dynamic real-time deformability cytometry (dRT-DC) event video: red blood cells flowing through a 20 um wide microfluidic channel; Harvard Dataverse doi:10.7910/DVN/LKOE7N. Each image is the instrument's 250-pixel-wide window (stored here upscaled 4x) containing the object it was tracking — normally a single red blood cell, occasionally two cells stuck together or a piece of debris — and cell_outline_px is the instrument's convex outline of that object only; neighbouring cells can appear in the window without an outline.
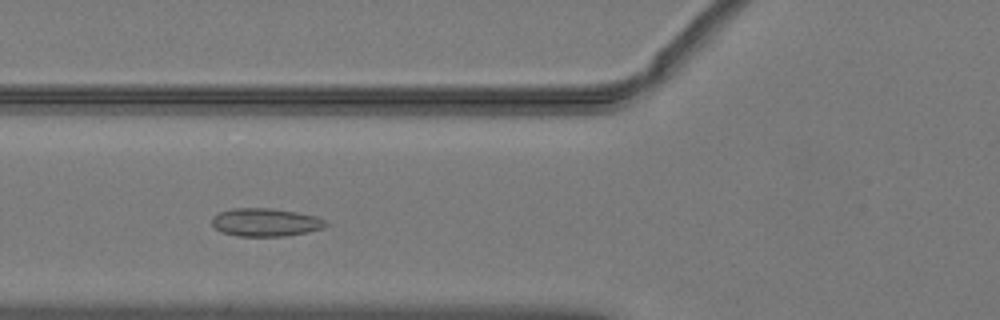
{"species": "common noctule bat (a hibernating species)", "species_latin": "Nyctalus noctula", "temperature_condition": "warm", "stored_images_in_passage": 37, "camera_frame_rate_fps": 3000, "um_per_image_px": 0.085, "animal": {"sex": "male", "body_mass_g": 19.2, "forearm_length_mm": 51.8}, "frame": {"image": 1, "passage_image": 6, "time_ms": 1.667, "image_size_px": [1000, 320], "cell_outline_px": [[328, 224], [324, 228], [308, 232], [284, 236], [236, 236], [220, 232], [212, 224], [212, 216], [220, 212], [232, 208], [268, 208], [296, 212], [316, 216], [324, 220]], "centroid_in_image_um": [22.55, 18.9], "position_along_channel_um": 103.2, "area_um2": 18.67}}
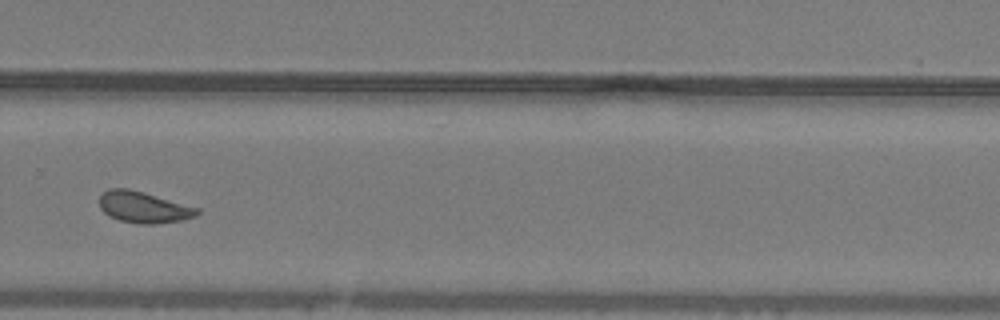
{"frame": {"image": 2, "passage_image": 22, "time_ms": 7.0, "image_size_px": [1000, 320], "cell_outline_px": [[200, 212], [196, 216], [184, 220], [156, 224], [140, 224], [120, 220], [108, 216], [100, 208], [100, 196], [108, 188], [128, 188], [144, 192], [200, 208]], "centroid_in_image_um": [12.23, 17.62], "position_along_channel_um": 317.6, "area_um2": 17.98}, "authors_computed_cell_mechanics": {"area_um2": 17.918, "velocity_mm_per_s": 4.0218, "shape_relaxation_time_tau1_ms": null, "shape_relaxation_time_tau2_ms": 1.1883, "deformation_change_tau1": null, "deformation_change_tau2": 0.0686}}